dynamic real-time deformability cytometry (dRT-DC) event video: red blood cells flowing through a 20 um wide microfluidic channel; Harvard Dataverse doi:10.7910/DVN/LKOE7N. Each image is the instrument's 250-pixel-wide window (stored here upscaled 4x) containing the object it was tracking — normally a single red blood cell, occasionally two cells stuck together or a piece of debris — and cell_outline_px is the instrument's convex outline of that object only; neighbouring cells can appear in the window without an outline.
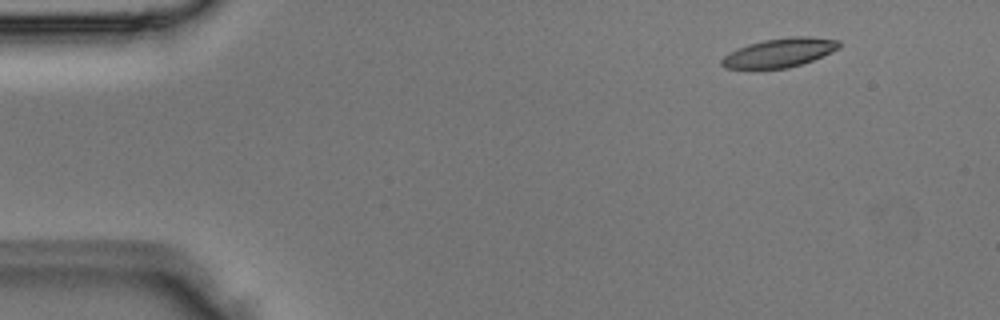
{"species": "Egyptian fruit bat (a non-hibernating species)", "species_latin": "Rousettus aegyptiacus", "temperature_condition": "room temperature", "stored_images_in_passage": 3, "camera_frame_rate_fps": 3000, "um_per_image_px": 0.085, "animal": {"sex": "male"}, "frame": {"image": 1, "passage_image": 1, "time_ms": 0.0, "image_size_px": [1000, 320], "cell_outline_px": [[840, 48], [832, 52], [812, 60], [788, 68], [724, 68], [720, 64], [720, 60], [728, 52], [736, 48], [748, 44], [764, 40], [792, 36], [808, 36], [840, 40]], "centroid_in_image_um": [66.25, 4.47], "position_along_channel_um": 18.8, "area_um2": 19.83}}
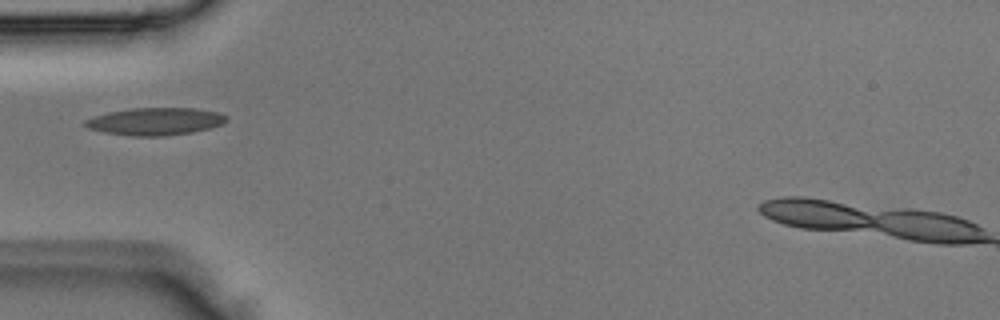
{"frame": {"image": 2, "passage_image": 3, "time_ms": 0.667, "image_size_px": [1000, 320], "cell_outline_px": [[228, 120], [220, 124], [208, 128], [192, 132], [164, 136], [136, 136], [104, 132], [88, 128], [84, 124], [84, 120], [92, 116], [108, 112], [132, 108], [196, 108], [220, 112], [228, 116]], "centroid_in_image_um": [13.2, 10.31], "position_along_channel_um": 71.8, "area_um2": 22.6}}